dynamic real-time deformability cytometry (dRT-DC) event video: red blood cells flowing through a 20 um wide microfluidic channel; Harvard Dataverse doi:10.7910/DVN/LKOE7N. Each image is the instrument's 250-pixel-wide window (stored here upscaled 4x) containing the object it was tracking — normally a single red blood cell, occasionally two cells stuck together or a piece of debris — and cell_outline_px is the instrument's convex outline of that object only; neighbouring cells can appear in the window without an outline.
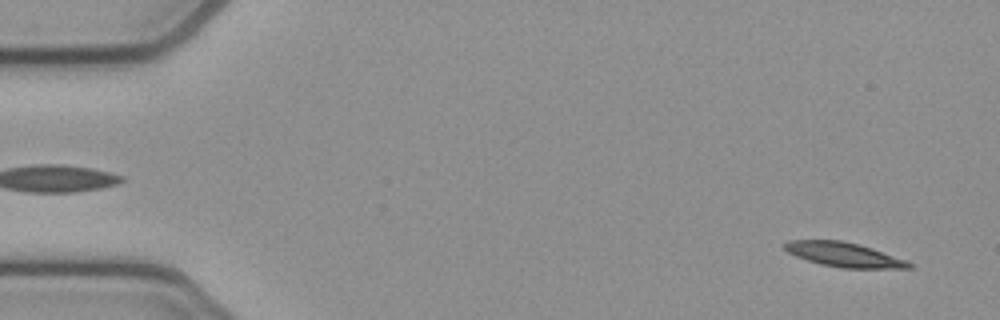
{"species": "common noctule bat (a hibernating species)", "species_latin": "Nyctalus noctula", "temperature_condition": "cold", "stored_images_in_passage": 52, "camera_frame_rate_fps": 3000, "um_per_image_px": 0.085, "animal": {"sex": "female", "body_mass_g": 21.9}, "frame": {"image": 1, "passage_image": 2, "time_ms": 0.333, "image_size_px": [1000, 320], "cell_outline_px": [[912, 268], [840, 268], [820, 264], [796, 256], [788, 252], [784, 248], [784, 244], [788, 240], [840, 240], [860, 244], [872, 248], [904, 260], [912, 264]], "centroid_in_image_um": [71.7, 21.64], "position_along_channel_um": 13.3, "area_um2": 17.51}}
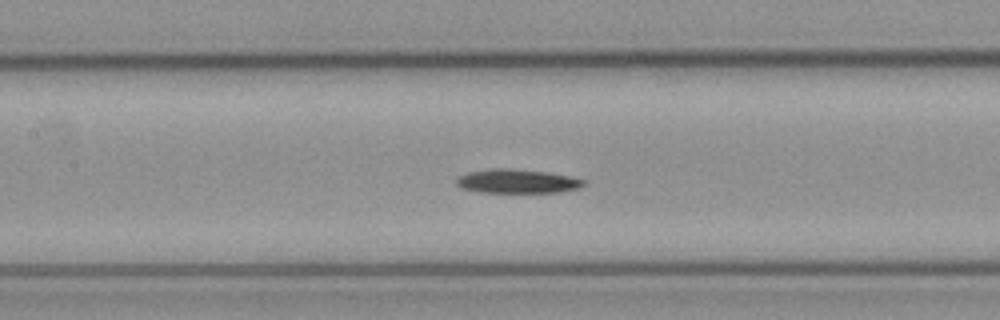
{"frame": {"image": 2, "passage_image": 23, "time_ms": 7.333, "image_size_px": [1000, 320], "cell_outline_px": [[588, 180], [584, 184], [576, 188], [560, 192], [480, 192], [460, 188], [456, 184], [456, 176], [468, 172], [492, 168], [512, 168], [548, 172], [572, 176]], "centroid_in_image_um": [43.94, 15.39], "position_along_channel_um": 163.5, "area_um2": 17.98}}
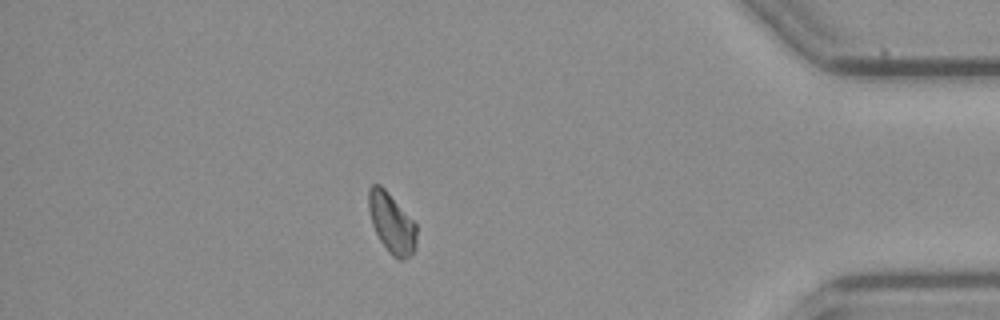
{"frame": {"image": 3, "passage_image": 45, "time_ms": 14.667, "image_size_px": [1000, 320], "cell_outline_px": [[416, 248], [404, 260], [396, 260], [388, 252], [380, 240], [372, 224], [368, 208], [368, 188], [372, 184], [380, 184], [384, 188], [416, 224]], "centroid_in_image_um": [33.27, 18.97], "position_along_channel_um": 401.9, "area_um2": 16.7}}